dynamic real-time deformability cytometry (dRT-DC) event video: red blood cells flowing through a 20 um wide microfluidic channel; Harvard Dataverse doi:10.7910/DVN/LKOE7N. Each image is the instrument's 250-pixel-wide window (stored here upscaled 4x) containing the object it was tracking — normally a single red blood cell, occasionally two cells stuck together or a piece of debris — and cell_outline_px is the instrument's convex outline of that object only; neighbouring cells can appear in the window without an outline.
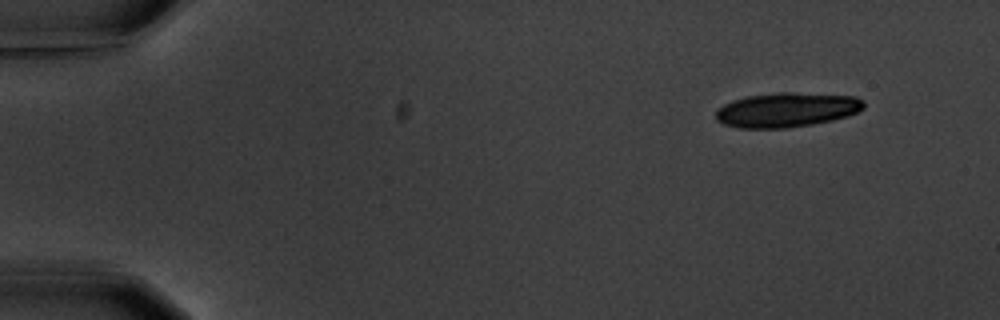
{"species": "common noctule bat (a hibernating species)", "species_latin": "Nyctalus noctula", "temperature_condition": "warm", "stored_images_in_passage": 6, "camera_frame_rate_fps": 3000, "um_per_image_px": 0.085, "animal": {"sex": "male", "body_mass_g": 20.1, "forearm_length_mm": 53.5}, "frame": {"image": 1, "passage_image": 1, "time_ms": 0.0, "image_size_px": [1000, 320], "cell_outline_px": [[864, 108], [848, 116], [832, 120], [812, 124], [788, 128], [740, 128], [724, 124], [716, 120], [716, 112], [724, 104], [732, 100], [748, 96], [780, 92], [792, 92], [856, 96], [864, 100]], "centroid_in_image_um": [66.89, 9.33], "position_along_channel_um": 18.1, "area_um2": 29.77}}
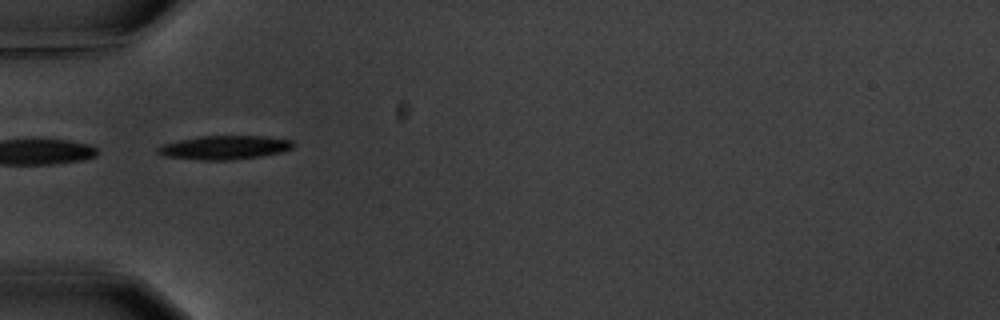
{"frame": {"image": 2, "passage_image": 5, "time_ms": 4.667, "image_size_px": [1000, 320], "cell_outline_px": [[296, 144], [292, 148], [284, 152], [260, 156], [232, 160], [200, 160], [164, 156], [156, 152], [156, 148], [160, 144], [200, 136], [264, 136], [292, 140]], "centroid_in_image_um": [19.08, 12.54], "position_along_channel_um": 65.9, "area_um2": 18.96}}